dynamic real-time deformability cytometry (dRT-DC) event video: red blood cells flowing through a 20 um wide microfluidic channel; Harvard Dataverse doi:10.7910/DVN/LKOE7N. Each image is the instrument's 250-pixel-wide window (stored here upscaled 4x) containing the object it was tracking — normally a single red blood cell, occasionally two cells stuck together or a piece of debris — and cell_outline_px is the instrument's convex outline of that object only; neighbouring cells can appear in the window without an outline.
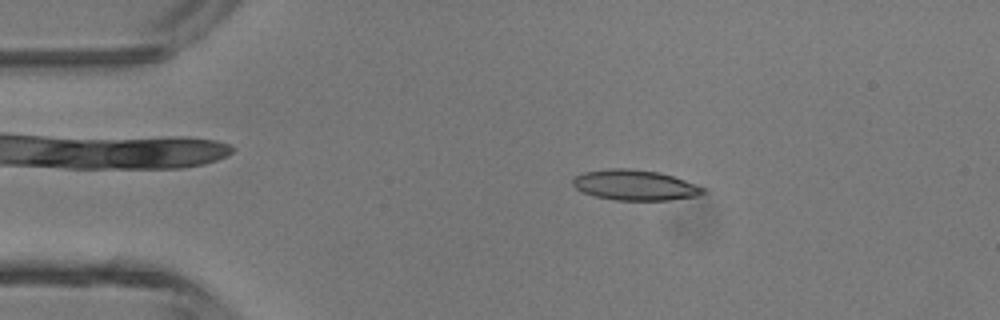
{"species": "common noctule bat (a hibernating species)", "species_latin": "Nyctalus noctula", "temperature_condition": "room temperature", "stored_images_in_passage": 3, "camera_frame_rate_fps": 3000, "um_per_image_px": 0.085, "animal": {"sex": "male", "body_mass_g": 13.3}, "frame": {"image": 1, "passage_image": 3, "time_ms": 0.667, "image_size_px": [1000, 320], "cell_outline_px": [[704, 192], [696, 196], [668, 200], [616, 200], [596, 196], [584, 192], [576, 188], [572, 184], [572, 180], [576, 176], [584, 172], [612, 168], [628, 168], [660, 172], [684, 180], [704, 188]], "centroid_in_image_um": [53.95, 15.73], "position_along_channel_um": 31.1, "area_um2": 22.77}}